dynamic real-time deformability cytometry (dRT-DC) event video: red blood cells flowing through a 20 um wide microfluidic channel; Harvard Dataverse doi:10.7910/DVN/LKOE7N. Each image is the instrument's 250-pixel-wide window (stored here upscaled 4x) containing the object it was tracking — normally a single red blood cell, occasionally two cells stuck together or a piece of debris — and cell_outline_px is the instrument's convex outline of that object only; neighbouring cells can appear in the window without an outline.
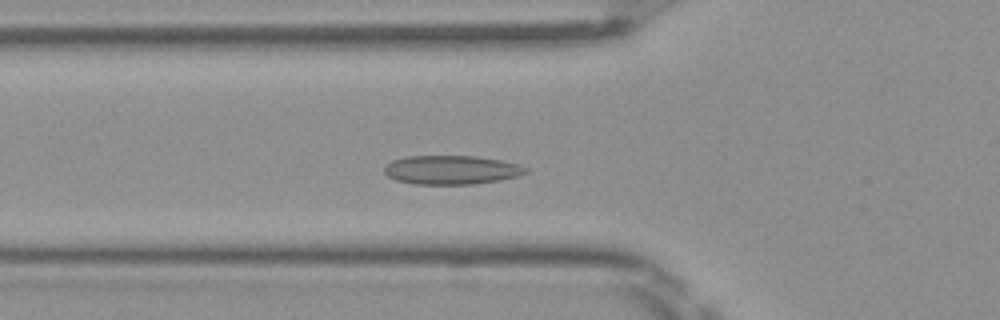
{"species": "Egyptian fruit bat (a non-hibernating species)", "species_latin": "Rousettus aegyptiacus", "temperature_condition": "room temperature", "stored_images_in_passage": 49, "camera_frame_rate_fps": 3000, "um_per_image_px": 0.085, "frame": {"image": 1, "passage_image": 16, "time_ms": 5.0, "image_size_px": [1000, 320], "cell_outline_px": [[528, 172], [516, 176], [500, 180], [472, 184], [412, 184], [396, 180], [388, 176], [384, 172], [384, 168], [392, 160], [404, 156], [476, 156], [500, 160], [520, 164], [528, 168]], "centroid_in_image_um": [38.37, 14.44], "position_along_channel_um": 87.4, "area_um2": 23.87}}
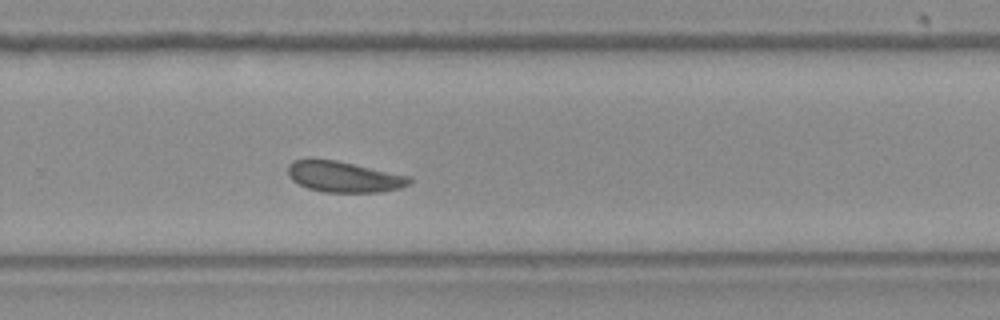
{"frame": {"image": 2, "passage_image": 32, "time_ms": 10.333, "image_size_px": [1000, 320], "cell_outline_px": [[412, 180], [408, 184], [400, 188], [376, 192], [324, 192], [308, 188], [292, 180], [288, 176], [288, 164], [292, 160], [308, 156], [336, 160], [408, 176]], "centroid_in_image_um": [29.12, 14.99], "position_along_channel_um": 300.7, "area_um2": 22.02}}
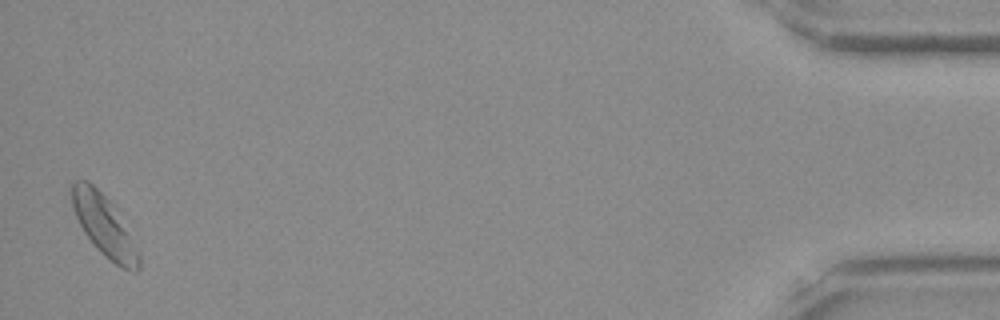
{"frame": {"image": 3, "passage_image": 48, "time_ms": 15.667, "image_size_px": [1000, 320], "cell_outline_px": [[140, 268], [136, 272], [120, 268], [100, 252], [96, 248], [84, 232], [72, 208], [68, 188], [76, 180], [88, 180], [112, 204], [140, 256]], "centroid_in_image_um": [8.78, 19.16], "position_along_channel_um": 426.4, "area_um2": 23.35}, "authors_computed_cell_mechanics": {"area_um2": 22.542, "velocity_mm_per_s": 3.9936, "shape_relaxation_time_tau1_ms": 7.5693, "shape_relaxation_time_tau2_ms": 2.3166, "deformation_change_tau1": 0.0966, "deformation_change_tau2": 0.0746}}